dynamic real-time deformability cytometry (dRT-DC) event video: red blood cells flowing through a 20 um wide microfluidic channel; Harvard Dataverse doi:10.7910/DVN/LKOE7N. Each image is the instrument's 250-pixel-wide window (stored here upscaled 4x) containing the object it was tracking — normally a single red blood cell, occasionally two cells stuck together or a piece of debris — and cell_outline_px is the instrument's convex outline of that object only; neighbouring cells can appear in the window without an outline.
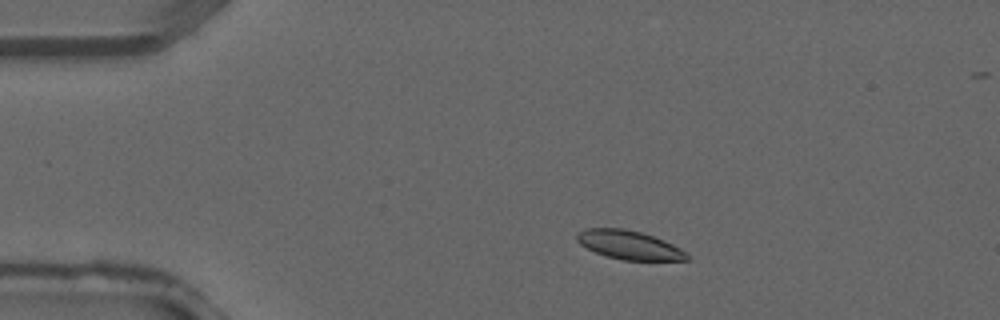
{"species": "common noctule bat (a hibernating species)", "species_latin": "Nyctalus noctula", "temperature_condition": "warm", "stored_images_in_passage": 36, "camera_frame_rate_fps": 3000, "um_per_image_px": 0.085, "animal": {"sex": "male", "forearm_length_mm": 52.5}, "frame": {"image": 1, "passage_image": 5, "time_ms": 1.333, "image_size_px": [1000, 320], "cell_outline_px": [[688, 260], [624, 260], [608, 256], [596, 252], [580, 244], [576, 240], [576, 236], [584, 228], [624, 228], [640, 232], [664, 240], [680, 248], [688, 256]], "centroid_in_image_um": [53.46, 20.81], "position_along_channel_um": 31.5, "area_um2": 18.15}}
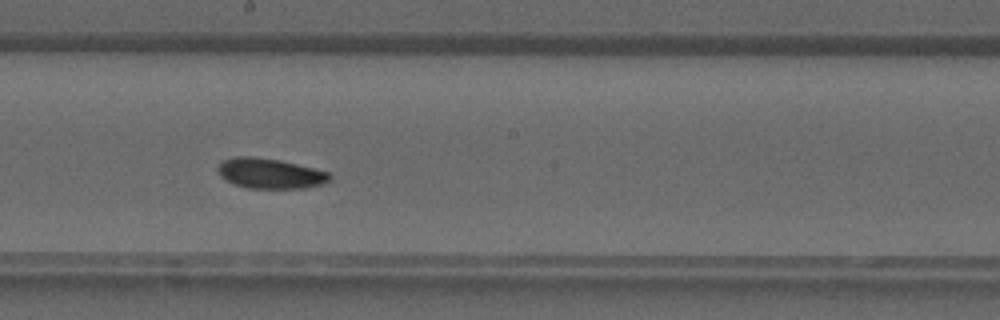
{"frame": {"image": 2, "passage_image": 19, "time_ms": 6.0, "image_size_px": [1000, 320], "cell_outline_px": [[332, 176], [324, 184], [304, 188], [248, 188], [236, 184], [220, 176], [216, 168], [216, 164], [224, 160], [236, 156], [252, 156], [280, 160], [328, 172]], "centroid_in_image_um": [22.93, 14.73], "position_along_channel_um": 225.3, "area_um2": 19.59}}
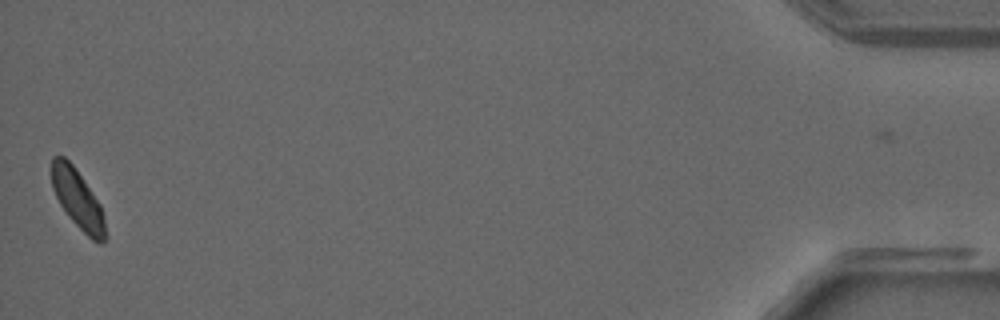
{"frame": {"image": 3, "passage_image": 36, "time_ms": 11.667, "image_size_px": [1000, 320], "cell_outline_px": [[108, 236], [104, 244], [100, 244], [92, 240], [68, 216], [60, 204], [52, 188], [52, 156], [64, 156], [72, 164], [100, 204], [104, 216]], "centroid_in_image_um": [6.64, 16.99], "position_along_channel_um": 428.6, "area_um2": 18.38}}